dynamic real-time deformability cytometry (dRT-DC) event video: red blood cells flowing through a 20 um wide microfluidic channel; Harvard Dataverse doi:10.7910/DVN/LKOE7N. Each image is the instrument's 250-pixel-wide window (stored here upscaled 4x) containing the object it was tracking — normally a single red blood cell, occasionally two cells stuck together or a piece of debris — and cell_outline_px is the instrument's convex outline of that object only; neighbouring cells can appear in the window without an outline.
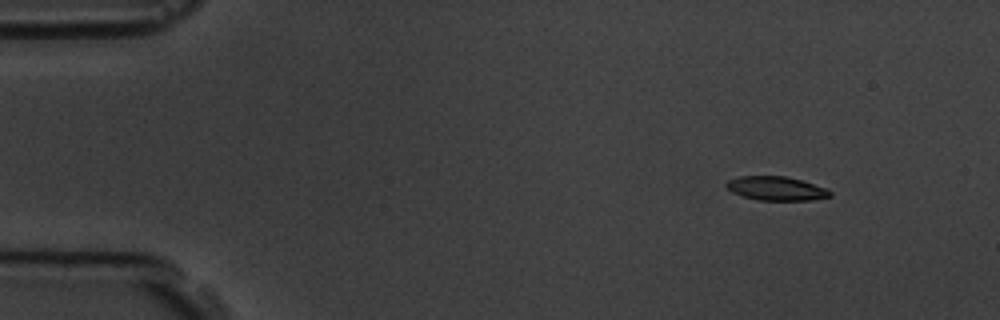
{"species": "common noctule bat (a hibernating species)", "species_latin": "Nyctalus noctula", "temperature_condition": "room temperature", "stored_images_in_passage": 4, "camera_frame_rate_fps": 3000, "um_per_image_px": 0.085, "animal": {"sex": "male", "body_mass_g": 19.5, "forearm_length_mm": 54.6}, "frame": {"image": 1, "passage_image": 1, "time_ms": 0.0, "image_size_px": [1000, 320], "cell_outline_px": [[832, 196], [812, 200], [756, 200], [732, 192], [724, 184], [728, 180], [736, 176], [784, 176], [800, 180], [828, 188], [832, 192]], "centroid_in_image_um": [65.98, 16.02], "position_along_channel_um": 19.0, "area_um2": 14.51}}
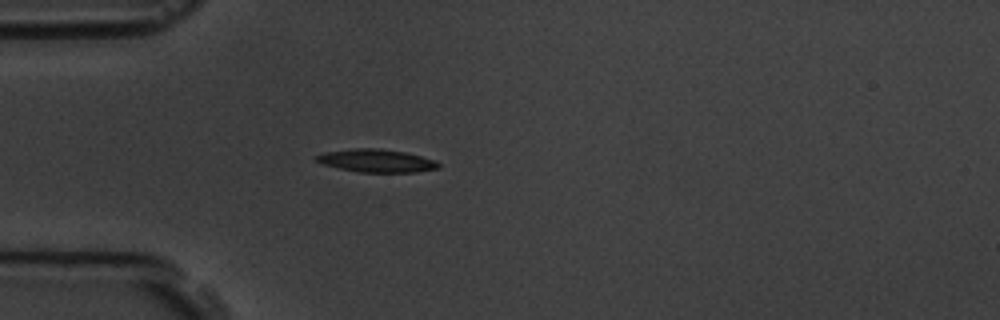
{"frame": {"image": 2, "passage_image": 4, "time_ms": 3.333, "image_size_px": [1000, 320], "cell_outline_px": [[440, 168], [416, 172], [360, 172], [340, 168], [324, 164], [316, 160], [312, 156], [324, 152], [356, 148], [380, 148], [404, 152], [420, 156], [432, 160], [440, 164]], "centroid_in_image_um": [31.97, 13.66], "position_along_channel_um": 53.0, "area_um2": 16.18}}